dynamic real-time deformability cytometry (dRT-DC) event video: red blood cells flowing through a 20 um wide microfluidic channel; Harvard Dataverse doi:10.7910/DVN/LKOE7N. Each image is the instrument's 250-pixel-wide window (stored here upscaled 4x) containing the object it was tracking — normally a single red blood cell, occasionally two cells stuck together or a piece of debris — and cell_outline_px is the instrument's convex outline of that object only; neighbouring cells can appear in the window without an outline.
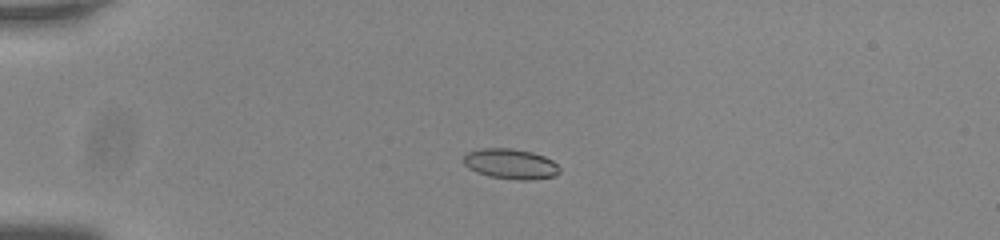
{"species": "common noctule bat (a hibernating species)", "species_latin": "Nyctalus noctula", "temperature_condition": "room temperature", "stored_images_in_passage": 56, "camera_frame_rate_fps": 3000, "um_per_image_px": 0.085, "animal": {"sex": "male", "body_mass_g": 20.0, "forearm_length_mm": 53.3}, "frame": {"image": 1, "passage_image": 15, "time_ms": 4.667, "image_size_px": [1000, 240], "cell_outline_px": [[560, 172], [556, 176], [532, 180], [520, 180], [488, 176], [476, 172], [468, 168], [464, 164], [464, 156], [468, 152], [480, 148], [512, 148], [532, 152], [544, 156], [552, 160], [560, 168]], "centroid_in_image_um": [43.41, 13.93], "position_along_channel_um": 41.6, "area_um2": 17.05}}
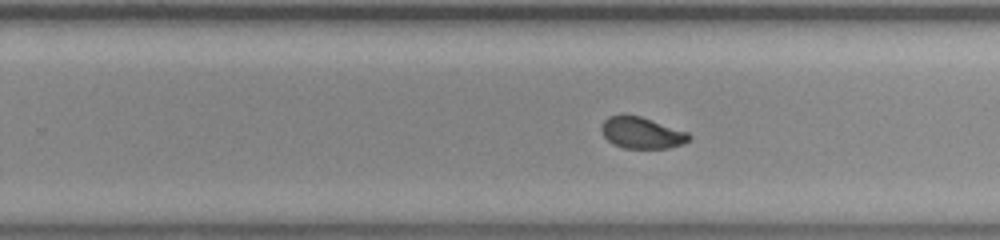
{"frame": {"image": 2, "passage_image": 37, "time_ms": 12.0, "image_size_px": [1000, 240], "cell_outline_px": [[692, 136], [688, 140], [680, 144], [668, 148], [624, 148], [612, 144], [604, 136], [600, 128], [600, 124], [608, 116], [640, 116], [688, 132]], "centroid_in_image_um": [54.52, 11.3], "position_along_channel_um": 275.3, "area_um2": 15.84}}
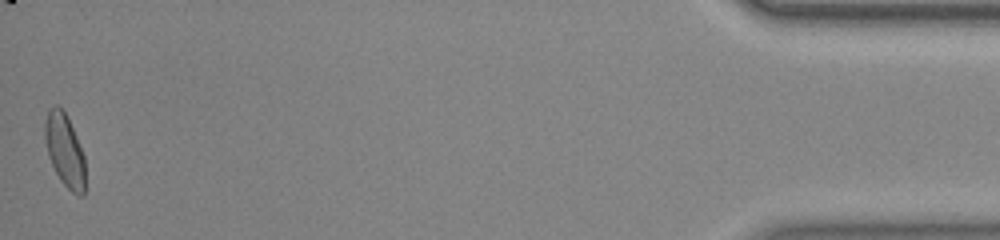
{"frame": {"image": 3, "passage_image": 56, "time_ms": 18.333, "image_size_px": [1000, 240], "cell_outline_px": [[84, 196], [80, 196], [72, 192], [60, 180], [48, 156], [44, 136], [44, 124], [48, 108], [56, 104], [64, 112], [76, 136], [84, 156]], "centroid_in_image_um": [5.48, 12.77], "position_along_channel_um": 429.7, "area_um2": 16.88}, "authors_computed_cell_mechanics": {"area_um2": 16.473, "velocity_mm_per_s": 3.7577, "shape_relaxation_time_tau1_ms": 3.3227, "shape_relaxation_time_tau2_ms": 0.9917, "deformation_change_tau1": 0.1363, "deformation_change_tau2": 0.0529}}